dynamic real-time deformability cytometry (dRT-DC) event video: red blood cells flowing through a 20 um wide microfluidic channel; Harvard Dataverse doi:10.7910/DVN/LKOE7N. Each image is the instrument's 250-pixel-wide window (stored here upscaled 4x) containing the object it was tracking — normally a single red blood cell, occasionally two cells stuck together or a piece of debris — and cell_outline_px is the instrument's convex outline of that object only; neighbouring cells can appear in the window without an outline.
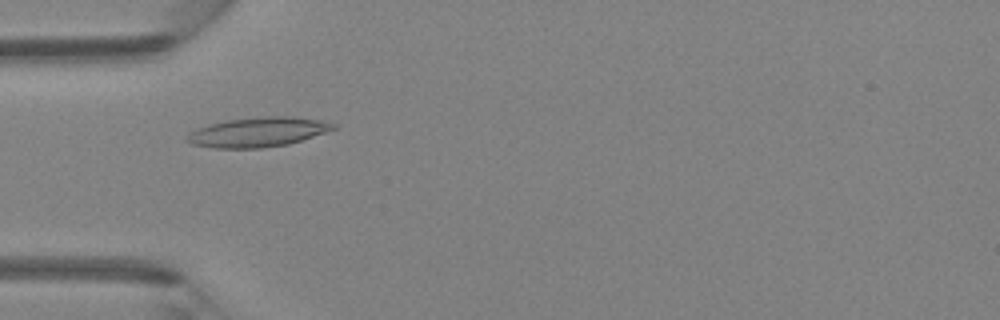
{"species": "Egyptian fruit bat (a non-hibernating species)", "species_latin": "Rousettus aegyptiacus", "temperature_condition": "room temperature", "stored_images_in_passage": 32, "camera_frame_rate_fps": 3000, "um_per_image_px": 0.085, "animal": {"sex": "female"}, "frame": {"image": 1, "passage_image": 1, "time_ms": 0.0, "image_size_px": [1000, 320], "cell_outline_px": [[336, 128], [288, 144], [260, 148], [212, 148], [192, 144], [184, 140], [192, 132], [208, 124], [228, 120], [264, 116], [292, 116], [320, 120], [336, 124]], "centroid_in_image_um": [21.91, 11.22], "position_along_channel_um": 63.1, "area_um2": 24.91}}
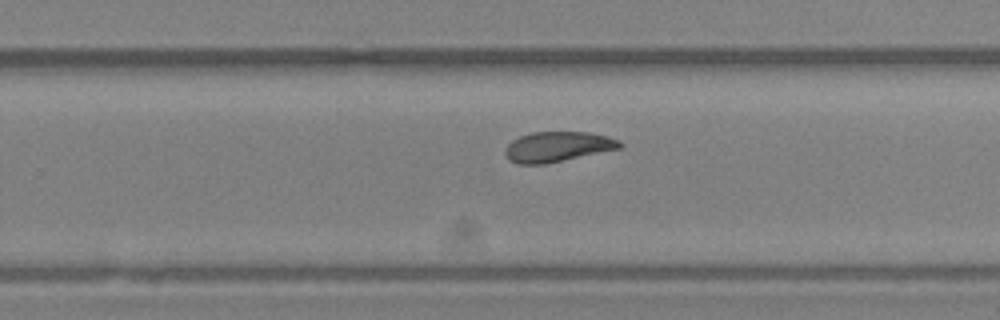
{"frame": {"image": 2, "passage_image": 16, "time_ms": 5.0, "image_size_px": [1000, 320], "cell_outline_px": [[624, 144], [620, 148], [544, 164], [516, 164], [508, 160], [504, 152], [504, 148], [512, 140], [520, 136], [532, 132], [588, 132], [608, 136], [620, 140]], "centroid_in_image_um": [47.37, 12.47], "position_along_channel_um": 282.4, "area_um2": 20.17}}
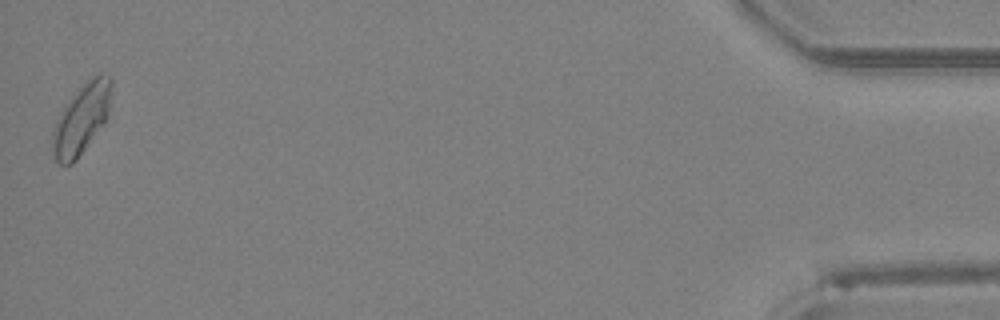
{"frame": {"image": 3, "passage_image": 32, "time_ms": 10.333, "image_size_px": [1000, 320], "cell_outline_px": [[112, 92], [108, 116], [76, 160], [72, 164], [60, 164], [56, 160], [52, 148], [52, 132], [56, 120], [64, 104], [92, 76], [100, 72], [108, 76], [112, 80]], "centroid_in_image_um": [6.93, 10.07], "position_along_channel_um": 428.3, "area_um2": 23.81}}